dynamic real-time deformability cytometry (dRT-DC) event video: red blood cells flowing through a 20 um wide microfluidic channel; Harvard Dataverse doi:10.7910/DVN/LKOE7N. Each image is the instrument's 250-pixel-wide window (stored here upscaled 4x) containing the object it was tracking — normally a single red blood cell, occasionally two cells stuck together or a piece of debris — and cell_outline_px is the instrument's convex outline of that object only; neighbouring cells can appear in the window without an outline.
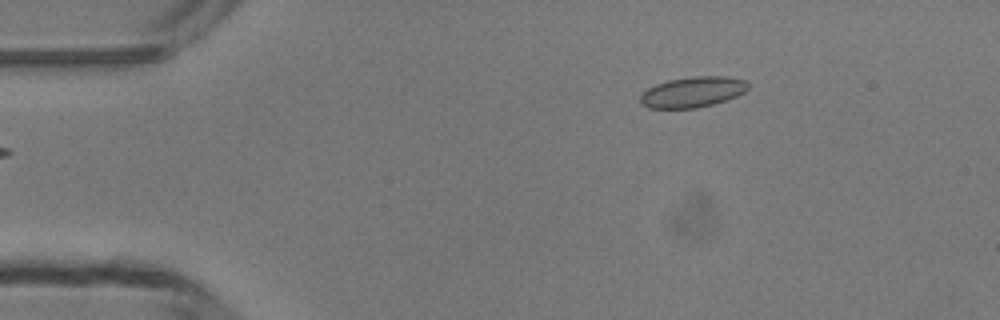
{"species": "common noctule bat (a hibernating species)", "species_latin": "Nyctalus noctula", "temperature_condition": "room temperature", "stored_images_in_passage": 42, "camera_frame_rate_fps": 3000, "um_per_image_px": 0.085, "animal": {"sex": "male", "body_mass_g": 13.3}, "frame": {"image": 1, "passage_image": 1, "time_ms": 0.0, "image_size_px": [1000, 320], "cell_outline_px": [[748, 88], [744, 92], [728, 100], [696, 108], [648, 108], [640, 104], [640, 96], [648, 88], [656, 84], [668, 80], [692, 76], [728, 76], [744, 80], [748, 84]], "centroid_in_image_um": [58.87, 7.82], "position_along_channel_um": 26.1, "area_um2": 19.25}}
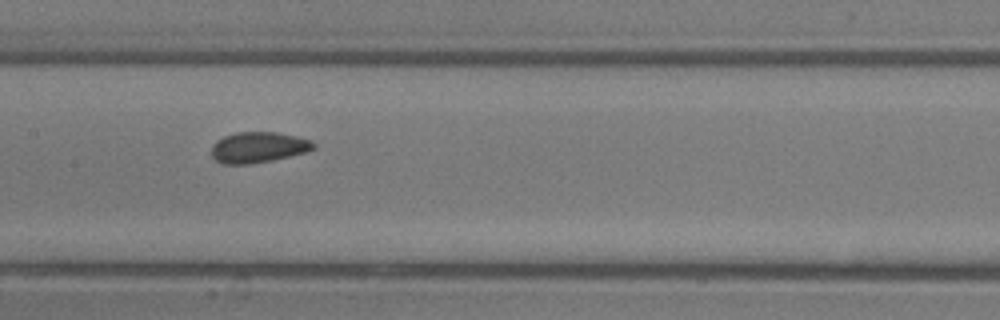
{"frame": {"image": 2, "passage_image": 17, "time_ms": 5.333, "image_size_px": [1000, 320], "cell_outline_px": [[316, 148], [308, 152], [272, 160], [248, 164], [220, 164], [212, 156], [212, 144], [216, 140], [224, 136], [236, 132], [276, 132], [296, 136], [312, 140], [316, 144]], "centroid_in_image_um": [21.97, 12.52], "position_along_channel_um": 185.4, "area_um2": 18.5}}
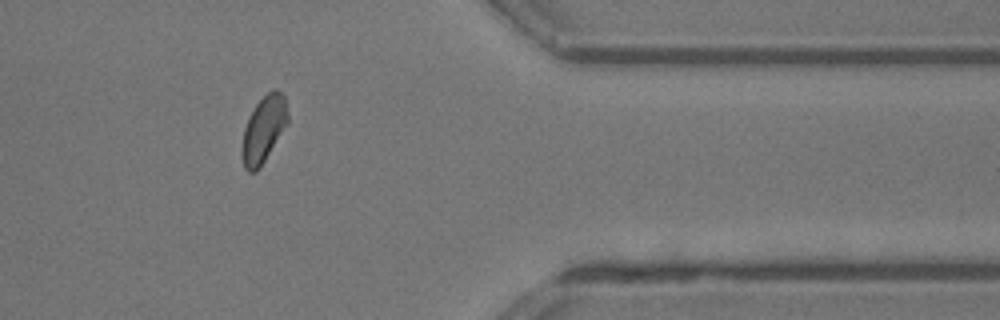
{"frame": {"image": 3, "passage_image": 33, "time_ms": 10.667, "image_size_px": [1000, 320], "cell_outline_px": [[288, 124], [260, 168], [256, 172], [248, 172], [244, 168], [244, 128], [256, 104], [272, 88], [276, 88], [284, 96], [288, 112]], "centroid_in_image_um": [22.47, 10.97], "position_along_channel_um": 388.9, "area_um2": 17.28}, "authors_computed_cell_mechanics": {"area_um2": 18.0047, "velocity_mm_per_s": 4.2212, "shape_relaxation_time_tau1_ms": 3.1292, "shape_relaxation_time_tau2_ms": 1.1401, "deformation_change_tau1": 0.0706, "deformation_change_tau2": 0.0464}}